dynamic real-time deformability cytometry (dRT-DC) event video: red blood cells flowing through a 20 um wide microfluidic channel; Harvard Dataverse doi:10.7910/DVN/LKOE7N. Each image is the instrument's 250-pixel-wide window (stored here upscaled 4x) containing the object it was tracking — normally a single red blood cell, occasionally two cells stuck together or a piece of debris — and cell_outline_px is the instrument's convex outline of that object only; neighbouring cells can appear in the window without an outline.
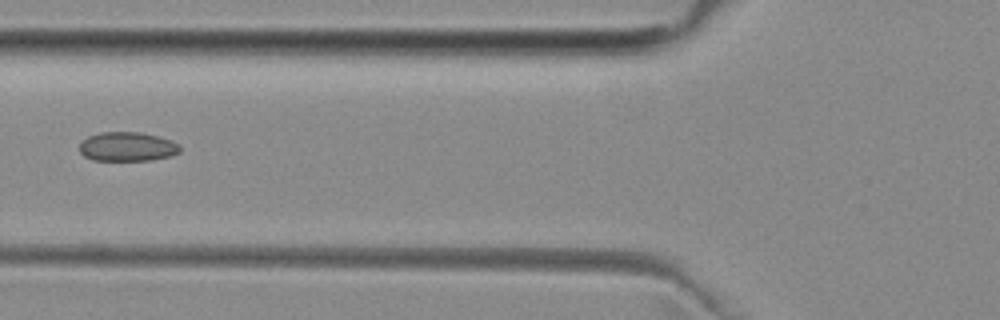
{"species": "common noctule bat (a hibernating species)", "species_latin": "Nyctalus noctula", "temperature_condition": "room temperature", "stored_images_in_passage": 5, "camera_frame_rate_fps": 3000, "um_per_image_px": 0.085, "animal": {"sex": "female", "body_mass_g": 29.2, "forearm_length_mm": 56.3}, "frame": {"image": 1, "passage_image": 5, "time_ms": 5.667, "image_size_px": [1000, 320], "cell_outline_px": [[180, 152], [172, 156], [152, 160], [92, 160], [84, 156], [80, 152], [80, 140], [88, 136], [100, 132], [140, 132], [160, 136], [172, 140], [180, 144]], "centroid_in_image_um": [10.84, 12.46], "position_along_channel_um": 115.0, "area_um2": 17.4}}